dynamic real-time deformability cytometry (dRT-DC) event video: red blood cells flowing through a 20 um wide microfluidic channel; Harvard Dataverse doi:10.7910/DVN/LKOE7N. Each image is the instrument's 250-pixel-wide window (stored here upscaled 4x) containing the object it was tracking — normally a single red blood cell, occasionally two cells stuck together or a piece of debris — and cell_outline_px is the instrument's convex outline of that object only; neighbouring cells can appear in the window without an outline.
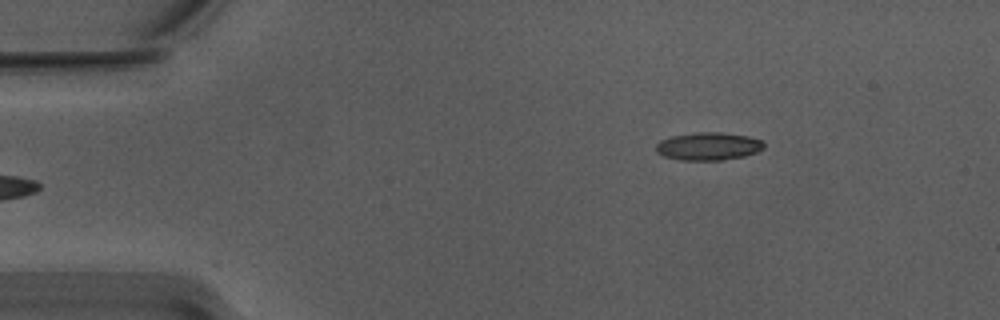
{"species": "Egyptian fruit bat (a non-hibernating species)", "species_latin": "Rousettus aegyptiacus", "temperature_condition": "warm", "stored_images_in_passage": 5, "camera_frame_rate_fps": 3000, "um_per_image_px": 0.085, "animal": {"sex": "male"}, "frame": {"image": 1, "passage_image": 1, "time_ms": 0.0, "image_size_px": [1000, 320], "cell_outline_px": [[764, 148], [756, 152], [744, 156], [720, 160], [680, 160], [664, 156], [656, 152], [656, 144], [660, 140], [672, 136], [696, 132], [720, 132], [744, 136], [760, 140], [764, 144]], "centroid_in_image_um": [60.17, 12.44], "position_along_channel_um": 24.8, "area_um2": 17.34}}